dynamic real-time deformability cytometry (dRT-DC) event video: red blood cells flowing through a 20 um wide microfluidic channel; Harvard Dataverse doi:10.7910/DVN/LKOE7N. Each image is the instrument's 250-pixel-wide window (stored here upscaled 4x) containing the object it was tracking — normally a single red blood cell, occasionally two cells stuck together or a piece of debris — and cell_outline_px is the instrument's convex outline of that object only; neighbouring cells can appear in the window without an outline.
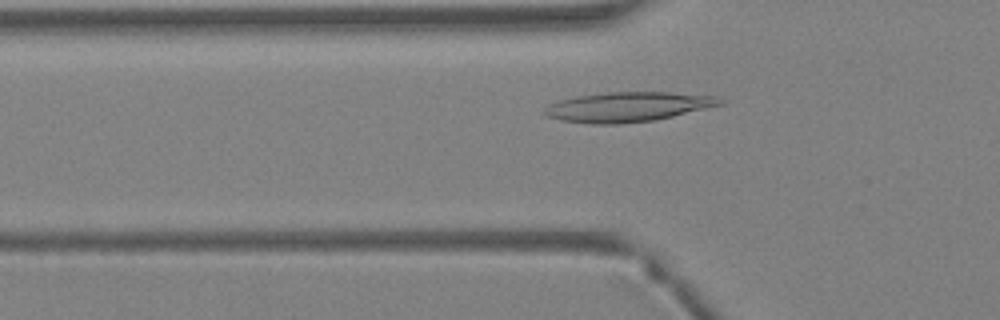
{"species": "Egyptian fruit bat (a non-hibernating species)", "species_latin": "Rousettus aegyptiacus", "temperature_condition": "warm", "stored_images_in_passage": 34, "camera_frame_rate_fps": 3000, "um_per_image_px": 0.085, "animal": {"sex": "female"}, "frame": {"image": 1, "passage_image": 8, "time_ms": 2.333, "image_size_px": [1000, 320], "cell_outline_px": [[724, 104], [656, 120], [620, 124], [592, 124], [560, 120], [548, 116], [544, 112], [544, 108], [560, 100], [576, 96], [608, 92], [672, 92], [716, 96], [724, 100]], "centroid_in_image_um": [53.41, 9.08], "position_along_channel_um": 72.4, "area_um2": 30.4}}
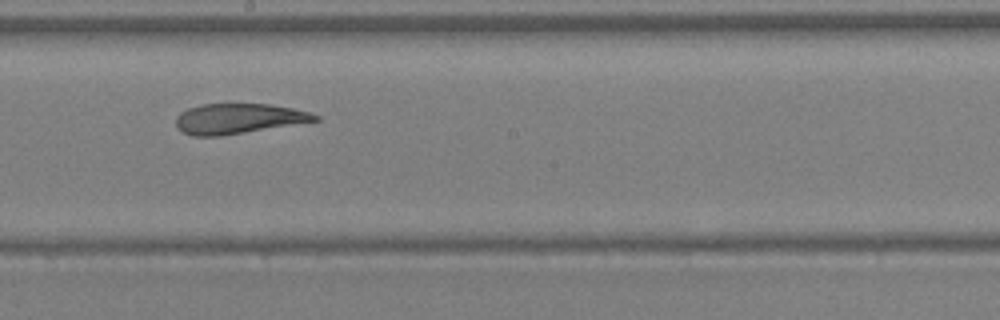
{"frame": {"image": 2, "passage_image": 17, "time_ms": 5.333, "image_size_px": [1000, 320], "cell_outline_px": [[320, 120], [220, 136], [192, 136], [176, 128], [176, 116], [180, 112], [188, 108], [200, 104], [272, 104], [292, 108], [308, 112], [320, 116]], "centroid_in_image_um": [20.22, 10.08], "position_along_channel_um": 228.0, "area_um2": 24.39}}
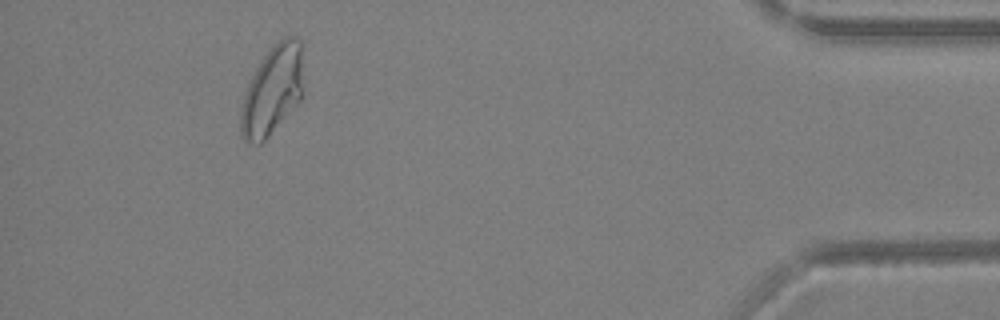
{"frame": {"image": 3, "passage_image": 31, "time_ms": 10.0, "image_size_px": [1000, 320], "cell_outline_px": [[304, 96], [268, 136], [260, 144], [244, 144], [240, 136], [240, 112], [244, 96], [248, 84], [256, 68], [264, 56], [284, 36], [292, 36], [300, 40]], "centroid_in_image_um": [23.14, 7.74], "position_along_channel_um": 412.1, "area_um2": 32.48}}